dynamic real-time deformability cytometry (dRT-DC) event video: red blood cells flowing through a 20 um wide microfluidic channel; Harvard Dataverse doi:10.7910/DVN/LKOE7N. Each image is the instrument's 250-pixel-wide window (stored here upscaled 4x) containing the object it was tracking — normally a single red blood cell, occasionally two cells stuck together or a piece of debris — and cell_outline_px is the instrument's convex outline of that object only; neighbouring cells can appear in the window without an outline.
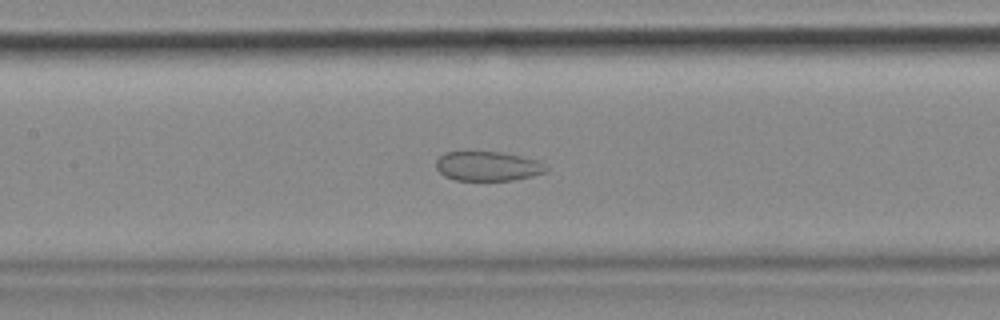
{"species": "common noctule bat (a hibernating species)", "species_latin": "Nyctalus noctula", "temperature_condition": "cold", "stored_images_in_passage": 53, "camera_frame_rate_fps": 3000, "um_per_image_px": 0.085, "animal": {"sex": "female", "body_mass_g": 18.4}, "frame": {"image": 1, "passage_image": 24, "time_ms": 7.667, "image_size_px": [1000, 320], "cell_outline_px": [[548, 172], [532, 176], [512, 180], [456, 180], [444, 176], [436, 168], [436, 160], [440, 156], [448, 152], [500, 152], [520, 156], [536, 160], [544, 164], [548, 168]], "centroid_in_image_um": [41.47, 14.13], "position_along_channel_um": 165.9, "area_um2": 18.79}}
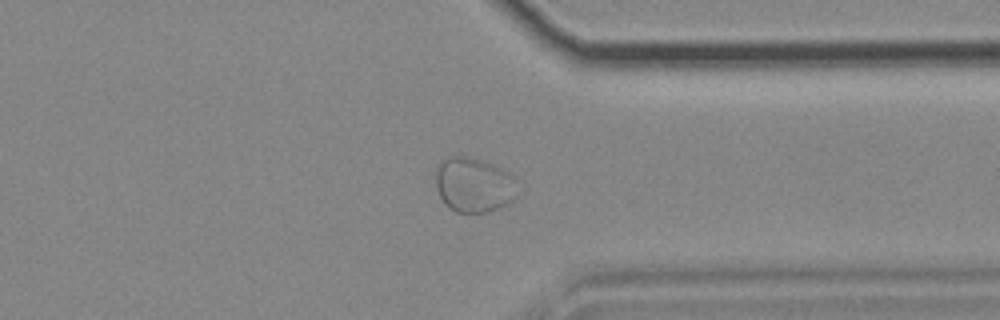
{"frame": {"image": 2, "passage_image": 41, "time_ms": 13.333, "image_size_px": [1000, 320], "cell_outline_px": [[516, 196], [508, 204], [488, 212], [456, 212], [448, 208], [444, 204], [436, 188], [436, 172], [440, 164], [448, 156], [468, 156], [492, 164], [508, 172], [512, 176]], "centroid_in_image_um": [40.24, 15.73], "position_along_channel_um": 371.2, "area_um2": 25.84}}
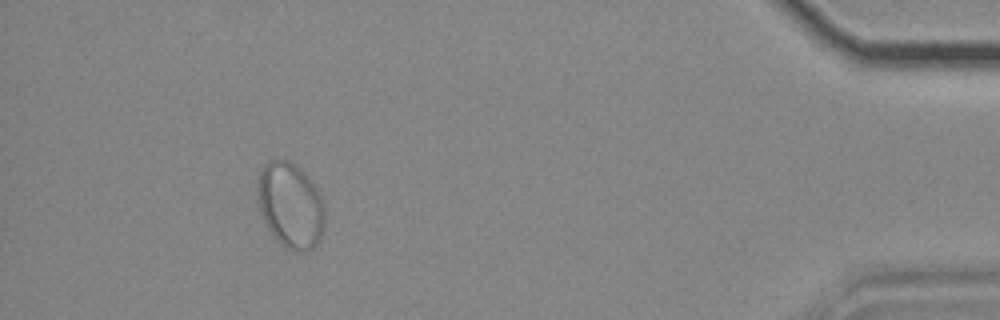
{"frame": {"image": 3, "passage_image": 49, "time_ms": 16.0, "image_size_px": [1000, 320], "cell_outline_px": [[324, 224], [320, 240], [312, 248], [300, 252], [292, 252], [284, 248], [272, 236], [260, 212], [256, 188], [260, 172], [264, 164], [272, 160], [288, 160], [300, 168], [308, 176], [316, 188], [320, 196], [324, 208]], "centroid_in_image_um": [24.67, 17.48], "position_along_channel_um": 410.5, "area_um2": 33.7}}